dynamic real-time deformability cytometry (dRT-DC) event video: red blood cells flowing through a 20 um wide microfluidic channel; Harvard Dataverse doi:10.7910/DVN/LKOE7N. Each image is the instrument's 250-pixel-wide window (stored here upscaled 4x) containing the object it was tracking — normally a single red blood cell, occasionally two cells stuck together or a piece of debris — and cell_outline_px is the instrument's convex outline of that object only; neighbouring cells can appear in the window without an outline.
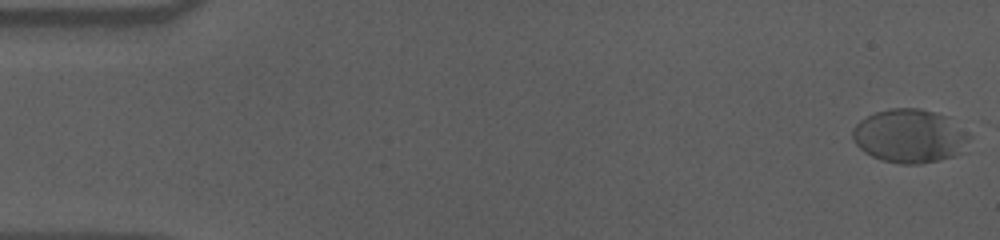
{"species": "human", "species_latin": "Homo sapiens", "temperature_condition": "cold", "stored_images_in_passage": 58, "camera_frame_rate_fps": 3000, "um_per_image_px": 0.085, "donor": {"sex": "male"}, "frame": {"image": 1, "passage_image": 1, "time_ms": 0.0, "image_size_px": [1000, 240], "cell_outline_px": [[972, 136], [968, 152], [956, 156], [940, 160], [920, 164], [900, 164], [880, 160], [864, 152], [852, 140], [852, 128], [860, 120], [876, 112], [892, 108], [920, 108], [936, 112], [948, 116]], "centroid_in_image_um": [77.4, 11.58], "position_along_channel_um": 7.6, "area_um2": 37.4}}
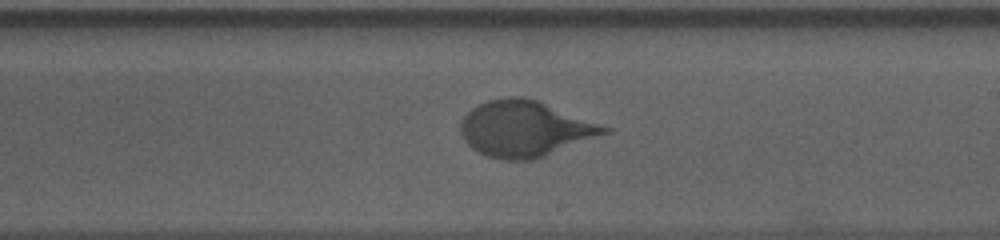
{"frame": {"image": 2, "passage_image": 34, "time_ms": 11.0, "image_size_px": [1000, 240], "cell_outline_px": [[612, 132], [544, 156], [532, 160], [504, 160], [488, 156], [472, 148], [464, 140], [460, 132], [460, 124], [464, 116], [472, 108], [488, 100], [508, 96], [524, 96], [540, 100], [612, 128]], "centroid_in_image_um": [44.65, 10.93], "position_along_channel_um": 244.3, "area_um2": 47.05}}
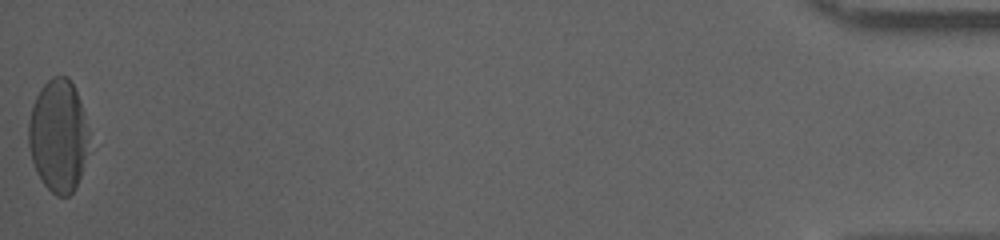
{"frame": {"image": 3, "passage_image": 58, "time_ms": 19.0, "image_size_px": [1000, 240], "cell_outline_px": [[92, 144], [76, 188], [68, 196], [56, 196], [44, 184], [36, 172], [32, 160], [28, 144], [28, 120], [32, 104], [40, 88], [52, 76], [68, 76], [80, 100], [92, 140]], "centroid_in_image_um": [4.98, 11.55], "position_along_channel_um": 430.2, "area_um2": 40.52}, "authors_computed_cell_mechanics": {"area_um2": 43.8124, "velocity_mm_per_s": 3.5319, "shape_relaxation_time_tau1_ms": 4.868, "shape_relaxation_time_tau2_ms": null, "deformation_change_tau1": 0.1977, "deformation_change_tau2": null}}